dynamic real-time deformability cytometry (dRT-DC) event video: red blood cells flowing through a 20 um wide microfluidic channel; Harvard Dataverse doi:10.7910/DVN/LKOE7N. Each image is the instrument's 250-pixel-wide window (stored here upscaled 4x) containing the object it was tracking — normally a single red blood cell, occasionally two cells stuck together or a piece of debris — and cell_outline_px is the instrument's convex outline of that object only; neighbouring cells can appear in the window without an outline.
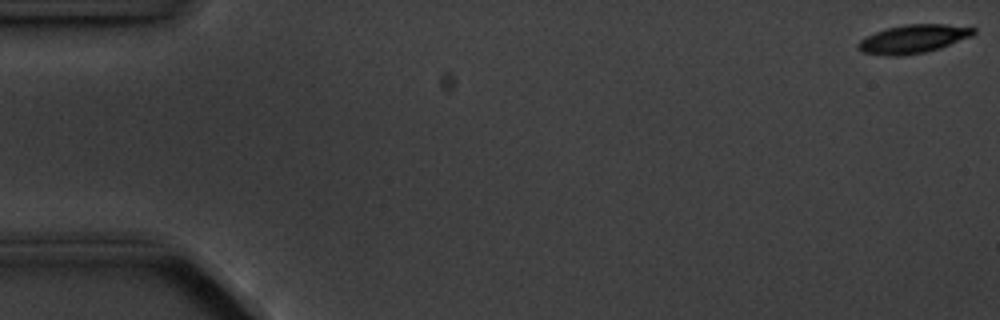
{"species": "common noctule bat (a hibernating species)", "species_latin": "Nyctalus noctula", "temperature_condition": "cold", "stored_images_in_passage": 11, "camera_frame_rate_fps": 3000, "um_per_image_px": 0.085, "animal": {"sex": "male", "body_mass_g": 20.1, "forearm_length_mm": 53.5}, "frame": {"image": 1, "passage_image": 1, "time_ms": 0.0, "image_size_px": [1000, 320], "cell_outline_px": [[976, 32], [972, 36], [940, 48], [924, 52], [896, 56], [892, 56], [864, 52], [856, 48], [856, 44], [864, 36], [888, 28], [904, 24], [948, 24], [976, 28]], "centroid_in_image_um": [77.62, 3.3], "position_along_channel_um": 7.4, "area_um2": 19.07}}